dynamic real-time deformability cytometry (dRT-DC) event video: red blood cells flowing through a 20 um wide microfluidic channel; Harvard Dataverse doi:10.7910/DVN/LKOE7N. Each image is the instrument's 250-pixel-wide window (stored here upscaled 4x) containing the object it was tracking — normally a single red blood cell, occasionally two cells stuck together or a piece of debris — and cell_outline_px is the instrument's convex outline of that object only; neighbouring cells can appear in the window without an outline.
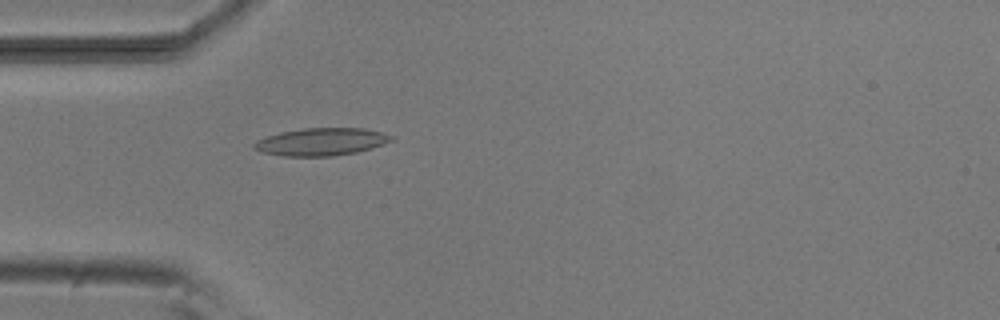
{"species": "common noctule bat (a hibernating species)", "species_latin": "Nyctalus noctula", "temperature_condition": "room temperature", "stored_images_in_passage": 47, "camera_frame_rate_fps": 3000, "um_per_image_px": 0.085, "animal": {"sex": "male", "body_mass_g": 20.5, "forearm_length_mm": 52.5}, "frame": {"image": 1, "passage_image": 15, "time_ms": 4.667, "image_size_px": [1000, 320], "cell_outline_px": [[396, 140], [372, 148], [356, 152], [332, 156], [284, 156], [260, 152], [252, 148], [252, 144], [256, 140], [280, 132], [304, 128], [364, 128], [396, 136]], "centroid_in_image_um": [27.32, 12.05], "position_along_channel_um": 57.7, "area_um2": 22.25}}
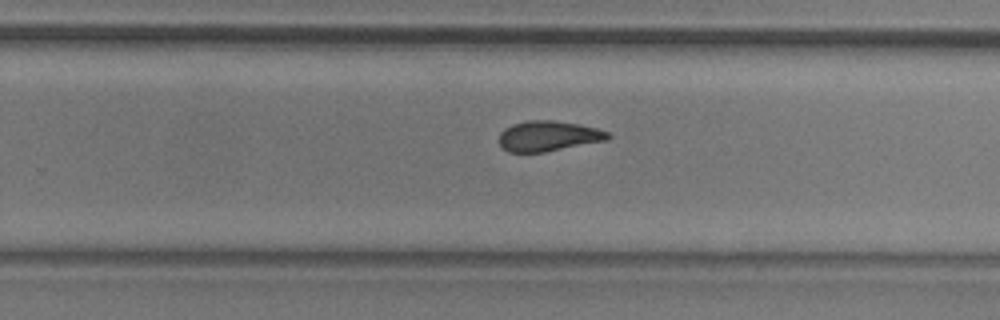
{"frame": {"image": 2, "passage_image": 33, "time_ms": 10.667, "image_size_px": [1000, 320], "cell_outline_px": [[612, 136], [608, 140], [544, 152], [508, 152], [500, 148], [500, 132], [504, 128], [512, 124], [528, 120], [552, 120], [580, 124], [596, 128], [608, 132]], "centroid_in_image_um": [46.6, 11.56], "position_along_channel_um": 283.2, "area_um2": 19.36}}
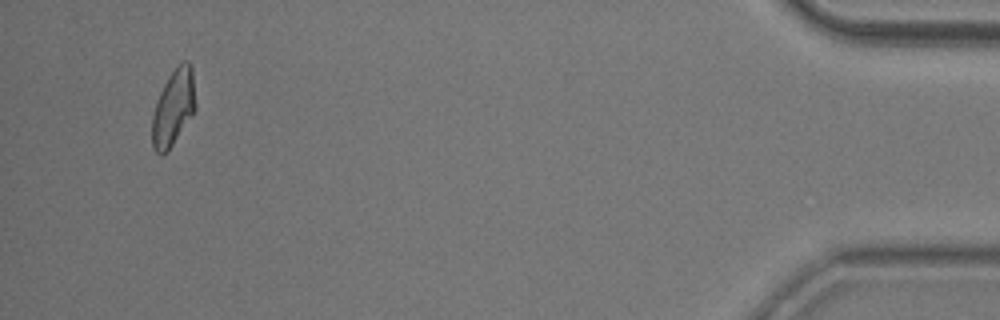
{"frame": {"image": 3, "passage_image": 47, "time_ms": 1683.0, "image_size_px": [1000, 320], "cell_outline_px": [[196, 108], [168, 152], [160, 156], [152, 148], [152, 116], [156, 100], [168, 76], [184, 60], [188, 60], [192, 64], [196, 104]], "centroid_in_image_um": [14.73, 9.16], "position_along_channel_um": 420.5, "area_um2": 19.42}, "authors_computed_cell_mechanics": {"area_um2": 20.2878, "velocity_mm_per_s": 3.8024, "shape_relaxation_time_tau1_ms": 7.965, "shape_relaxation_time_tau2_ms": 2.992, "deformation_change_tau1": 0.2204, "deformation_change_tau2": 0.1081}}